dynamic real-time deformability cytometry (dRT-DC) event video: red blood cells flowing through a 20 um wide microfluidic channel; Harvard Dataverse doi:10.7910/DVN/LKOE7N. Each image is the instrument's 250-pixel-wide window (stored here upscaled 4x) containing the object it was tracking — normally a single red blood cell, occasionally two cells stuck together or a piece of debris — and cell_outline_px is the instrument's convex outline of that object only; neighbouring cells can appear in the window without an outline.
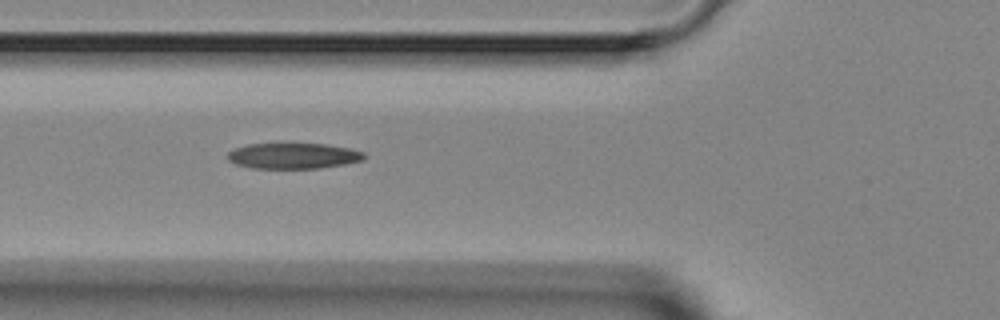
{"species": "Egyptian fruit bat (a non-hibernating species)", "species_latin": "Rousettus aegyptiacus", "temperature_condition": "room temperature", "stored_images_in_passage": 5, "camera_frame_rate_fps": 3000, "um_per_image_px": 0.085, "animal": {"sex": "female"}, "frame": {"image": 1, "passage_image": 3, "time_ms": 3.667, "image_size_px": [1000, 320], "cell_outline_px": [[368, 156], [364, 160], [344, 164], [320, 168], [252, 168], [236, 164], [228, 160], [228, 152], [236, 148], [248, 144], [276, 140], [280, 140], [328, 144], [348, 148], [364, 152]], "centroid_in_image_um": [24.93, 13.19], "position_along_channel_um": 100.9, "area_um2": 21.62}}
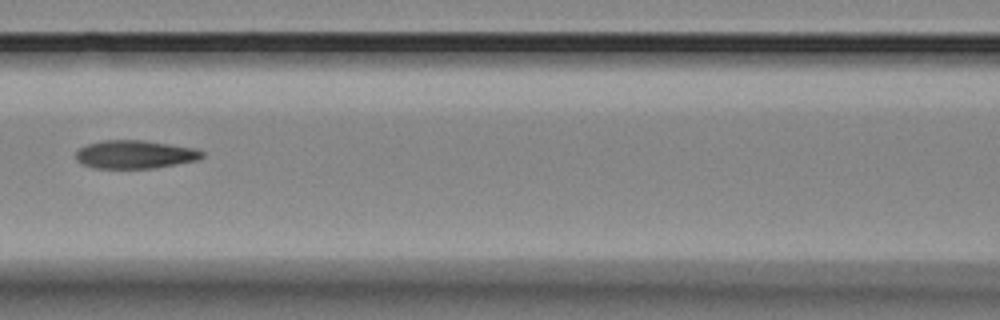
{"frame": {"image": 2, "passage_image": 4, "time_ms": 5.0, "image_size_px": [1000, 320], "cell_outline_px": [[204, 156], [200, 160], [152, 168], [92, 168], [80, 164], [76, 160], [76, 152], [80, 148], [88, 144], [104, 140], [144, 140], [196, 148], [204, 152]], "centroid_in_image_um": [11.48, 13.13], "position_along_channel_um": 155.1, "area_um2": 20.92}}
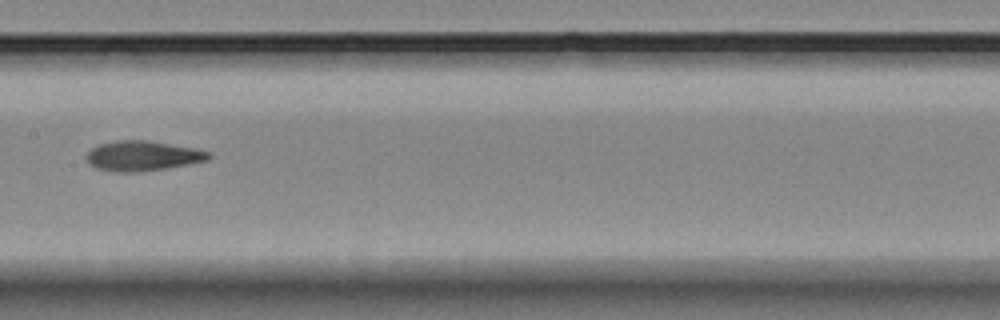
{"frame": {"image": 3, "passage_image": 5, "time_ms": 6.0, "image_size_px": [1000, 320], "cell_outline_px": [[212, 156], [208, 160], [188, 164], [164, 168], [136, 172], [112, 172], [96, 168], [88, 164], [84, 156], [92, 148], [100, 144], [116, 140], [148, 140], [196, 148], [212, 152]], "centroid_in_image_um": [12.11, 13.24], "position_along_channel_um": 195.3, "area_um2": 21.56}}